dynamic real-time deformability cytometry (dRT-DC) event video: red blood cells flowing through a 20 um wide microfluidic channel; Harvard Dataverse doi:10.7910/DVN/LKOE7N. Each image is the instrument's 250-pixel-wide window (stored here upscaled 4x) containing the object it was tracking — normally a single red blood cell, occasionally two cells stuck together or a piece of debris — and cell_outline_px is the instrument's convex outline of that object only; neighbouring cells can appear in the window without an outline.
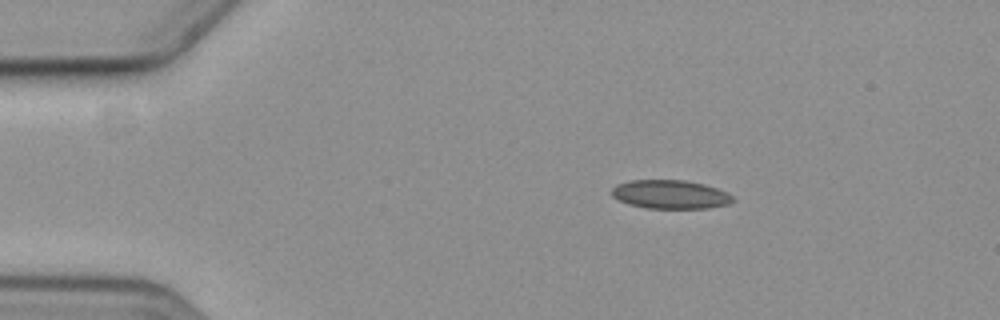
{"species": "common noctule bat (a hibernating species)", "species_latin": "Nyctalus noctula", "temperature_condition": "cold", "stored_images_in_passage": 2, "camera_frame_rate_fps": 3000, "um_per_image_px": 0.085, "animal": {"sex": "female", "body_mass_g": 19.3, "forearm_length_mm": 54.1}, "frame": {"image": 1, "passage_image": 1, "time_ms": 0.0, "image_size_px": [1000, 320], "cell_outline_px": [[736, 200], [728, 204], [708, 208], [648, 208], [628, 204], [612, 196], [612, 188], [616, 184], [628, 180], [684, 180], [704, 184], [716, 188], [732, 196]], "centroid_in_image_um": [56.96, 16.52], "position_along_channel_um": 28.0, "area_um2": 20.17}}